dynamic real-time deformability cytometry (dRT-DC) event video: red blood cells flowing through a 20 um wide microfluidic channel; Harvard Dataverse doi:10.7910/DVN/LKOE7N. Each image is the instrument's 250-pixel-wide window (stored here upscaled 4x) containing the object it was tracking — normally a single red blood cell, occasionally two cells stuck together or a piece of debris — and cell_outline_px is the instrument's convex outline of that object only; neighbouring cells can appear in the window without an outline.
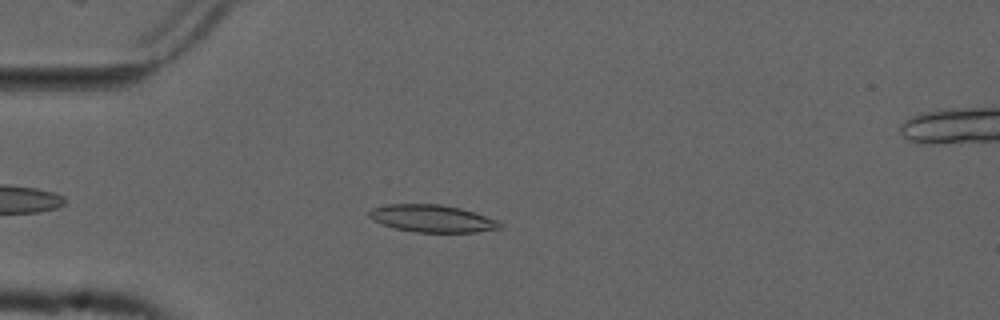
{"species": "common noctule bat (a hibernating species)", "species_latin": "Nyctalus noctula", "temperature_condition": "cold", "stored_images_in_passage": 48, "camera_frame_rate_fps": 3000, "um_per_image_px": 0.085, "animal": {"sex": "male", "forearm_length_mm": 52.5}, "frame": {"image": 1, "passage_image": 8, "time_ms": 2.333, "image_size_px": [1000, 320], "cell_outline_px": [[504, 228], [476, 232], [416, 232], [396, 228], [372, 220], [368, 216], [368, 212], [372, 208], [388, 204], [440, 204], [460, 208], [500, 220], [504, 224]], "centroid_in_image_um": [36.79, 18.57], "position_along_channel_um": 48.2, "area_um2": 20.92}}
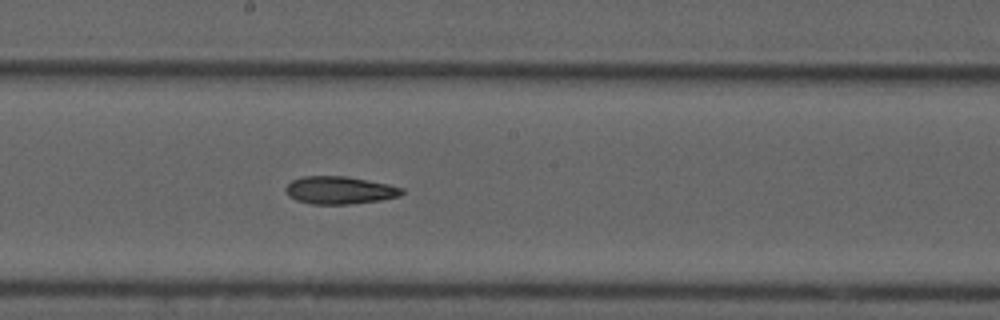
{"frame": {"image": 2, "passage_image": 23, "time_ms": 7.333, "image_size_px": [1000, 320], "cell_outline_px": [[404, 192], [400, 196], [380, 200], [352, 204], [312, 204], [296, 200], [288, 196], [284, 188], [292, 180], [300, 176], [344, 176], [368, 180], [388, 184], [404, 188]], "centroid_in_image_um": [28.86, 16.17], "position_along_channel_um": 219.3, "area_um2": 18.84}}
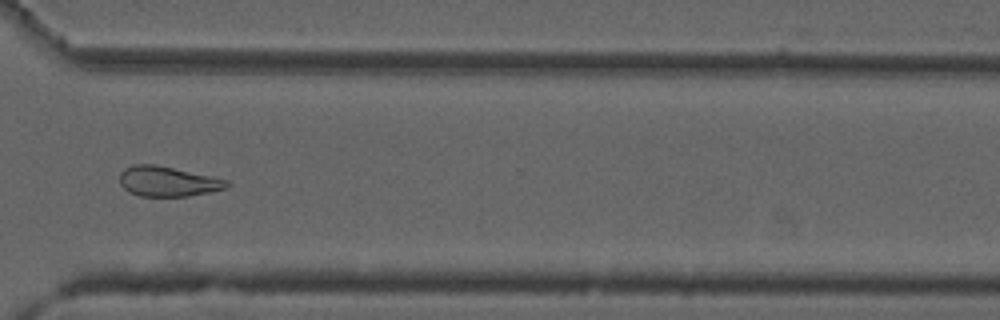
{"frame": {"image": 3, "passage_image": 34, "time_ms": 11.0, "image_size_px": [1000, 320], "cell_outline_px": [[232, 184], [224, 188], [208, 192], [188, 196], [140, 196], [128, 192], [120, 184], [120, 172], [124, 168], [132, 164], [152, 164], [212, 176], [228, 180]], "centroid_in_image_um": [14.23, 15.42], "position_along_channel_um": 356.4, "area_um2": 18.67}}